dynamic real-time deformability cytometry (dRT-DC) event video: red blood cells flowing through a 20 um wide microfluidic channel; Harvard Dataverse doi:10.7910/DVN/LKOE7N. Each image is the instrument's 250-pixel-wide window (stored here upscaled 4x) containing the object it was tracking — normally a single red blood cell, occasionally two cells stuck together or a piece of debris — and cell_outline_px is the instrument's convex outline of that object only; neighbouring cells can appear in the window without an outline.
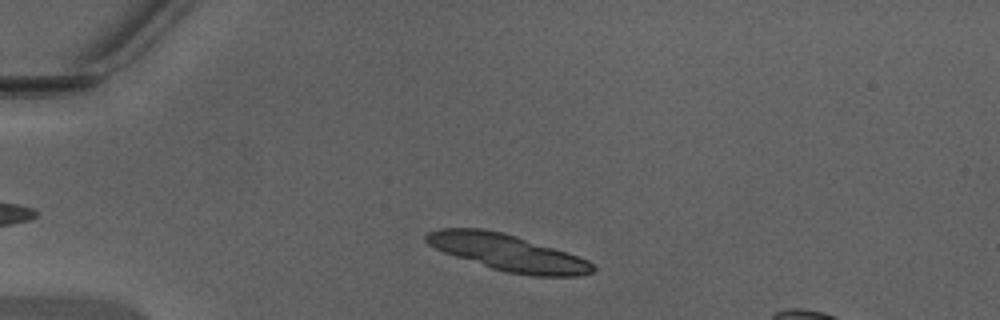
{"species": "Egyptian fruit bat (a non-hibernating species)", "species_latin": "Rousettus aegyptiacus", "temperature_condition": "warm", "stored_images_in_passage": 38, "camera_frame_rate_fps": 3000, "um_per_image_px": 0.085, "animal": {"sex": "male"}, "frame": {"image": 1, "passage_image": 4, "time_ms": 1.0, "image_size_px": [1000, 320], "cell_outline_px": [[596, 268], [592, 272], [576, 276], [532, 276], [504, 272], [444, 252], [428, 244], [424, 240], [424, 236], [428, 232], [440, 228], [484, 228], [504, 232], [568, 252], [588, 260]], "centroid_in_image_um": [43.15, 21.46], "position_along_channel_um": 41.8, "area_um2": 35.32}}
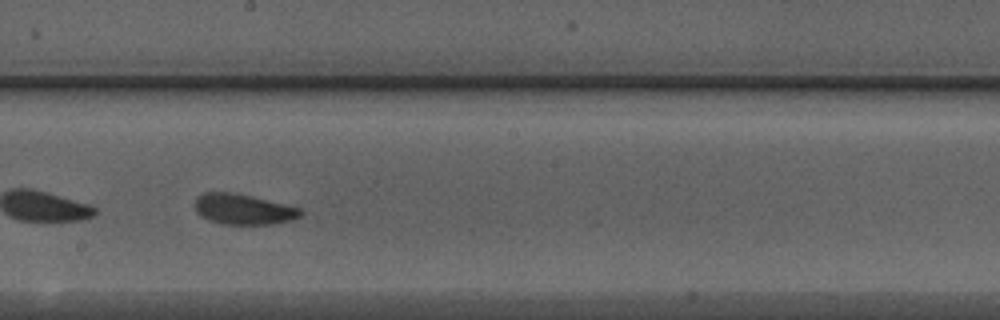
{"frame": {"image": 2, "passage_image": 20, "time_ms": 6.333, "image_size_px": [1000, 320], "cell_outline_px": [[304, 212], [300, 216], [292, 220], [272, 224], [220, 224], [208, 220], [200, 216], [196, 212], [196, 196], [204, 192], [236, 192], [288, 204], [300, 208]], "centroid_in_image_um": [20.69, 17.77], "position_along_channel_um": 227.5, "area_um2": 19.13}}
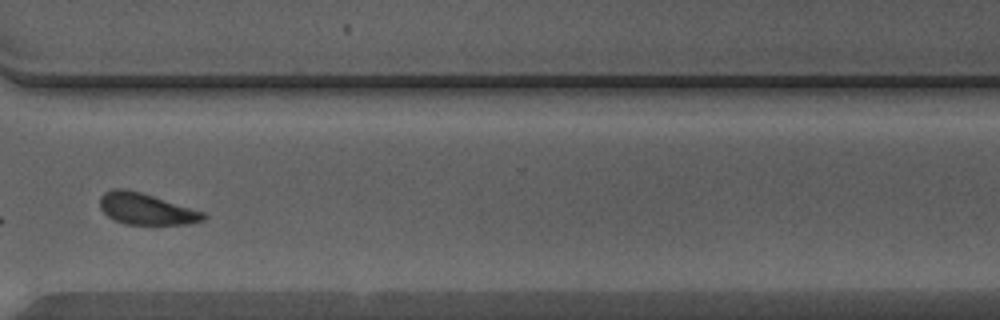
{"frame": {"image": 3, "passage_image": 29, "time_ms": 9.333, "image_size_px": [1000, 320], "cell_outline_px": [[208, 216], [204, 220], [188, 224], [124, 224], [108, 216], [100, 208], [100, 196], [104, 192], [116, 188], [124, 188], [140, 192], [204, 212]], "centroid_in_image_um": [12.41, 17.76], "position_along_channel_um": 358.2, "area_um2": 18.73}, "authors_computed_cell_mechanics": {"area_um2": 19.1896, "velocity_mm_per_s": 4.3454, "shape_relaxation_time_tau1_ms": 2.3837, "shape_relaxation_time_tau2_ms": 3.0837, "deformation_change_tau1": 0.0988, "deformation_change_tau2": 0.1034}}